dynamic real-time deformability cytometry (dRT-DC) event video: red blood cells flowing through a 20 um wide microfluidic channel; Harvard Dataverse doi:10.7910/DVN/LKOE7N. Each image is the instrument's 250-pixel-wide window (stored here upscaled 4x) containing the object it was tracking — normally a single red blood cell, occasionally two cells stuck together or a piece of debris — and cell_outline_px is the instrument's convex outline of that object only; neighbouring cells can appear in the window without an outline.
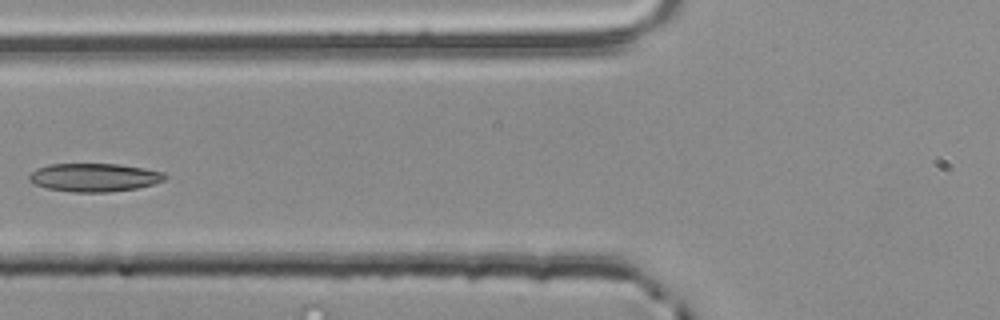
{"species": "common noctule bat (a hibernating species)", "species_latin": "Nyctalus noctula", "temperature_condition": "room temperature", "stored_images_in_passage": 4, "camera_frame_rate_fps": 3000, "um_per_image_px": 0.085, "animal": {"sex": "male", "body_mass_g": 20.4}, "frame": {"image": 1, "passage_image": 4, "time_ms": 1.0, "image_size_px": [1000, 320], "cell_outline_px": [[168, 176], [164, 180], [152, 184], [136, 188], [108, 192], [72, 192], [44, 188], [32, 184], [28, 180], [28, 176], [36, 168], [48, 164], [120, 164], [144, 168], [164, 172]], "centroid_in_image_um": [7.97, 15.08], "position_along_channel_um": 117.8, "area_um2": 22.6}}